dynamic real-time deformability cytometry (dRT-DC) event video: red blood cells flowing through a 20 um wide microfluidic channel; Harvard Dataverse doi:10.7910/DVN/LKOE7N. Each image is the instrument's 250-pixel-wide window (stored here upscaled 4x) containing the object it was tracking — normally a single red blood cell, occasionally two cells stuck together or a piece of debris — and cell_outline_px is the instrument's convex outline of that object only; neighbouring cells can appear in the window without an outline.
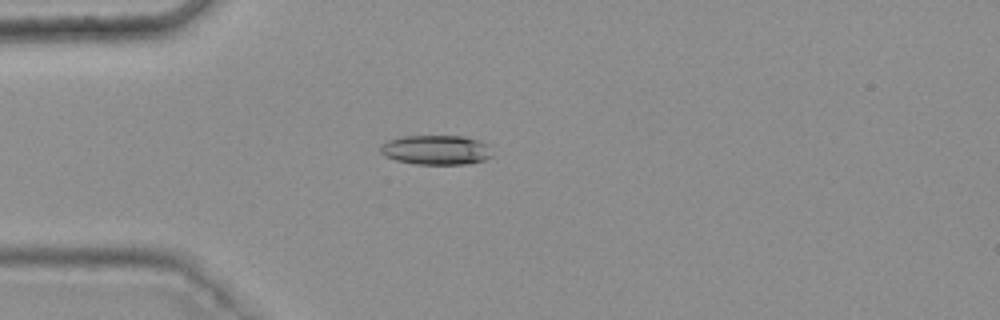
{"species": "common noctule bat (a hibernating species)", "species_latin": "Nyctalus noctula", "temperature_condition": "warm", "stored_images_in_passage": 43, "camera_frame_rate_fps": 3000, "um_per_image_px": 0.085, "animal": {"sex": "female", "body_mass_g": 25.1}, "frame": {"image": 1, "passage_image": 14, "time_ms": 4.333, "image_size_px": [1000, 320], "cell_outline_px": [[492, 156], [484, 160], [464, 164], [416, 164], [396, 160], [384, 156], [380, 152], [380, 148], [388, 140], [404, 136], [464, 136], [488, 144]], "centroid_in_image_um": [37.07, 12.74], "position_along_channel_um": 47.9, "area_um2": 19.13}}
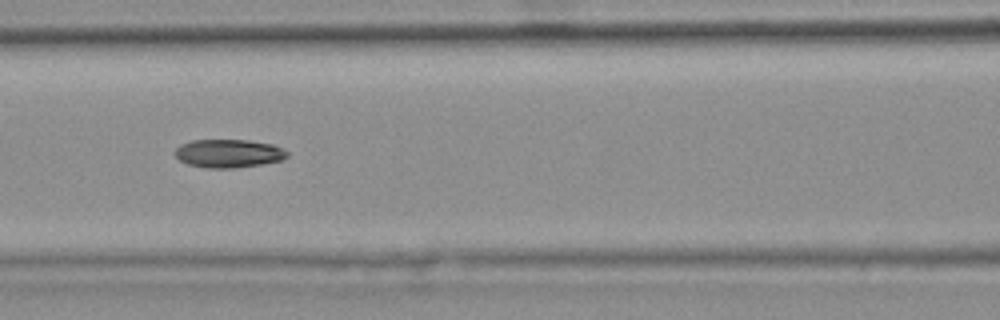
{"frame": {"image": 2, "passage_image": 23, "time_ms": 7.333, "image_size_px": [1000, 320], "cell_outline_px": [[288, 156], [280, 160], [260, 164], [232, 168], [208, 168], [188, 164], [180, 160], [172, 152], [180, 144], [192, 140], [248, 140], [272, 144], [288, 152]], "centroid_in_image_um": [19.38, 13.03], "position_along_channel_um": 147.2, "area_um2": 18.38}}
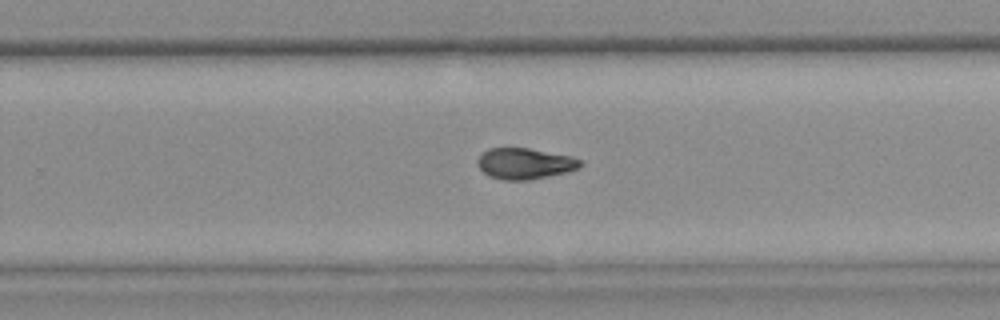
{"frame": {"image": 3, "passage_image": 34, "time_ms": 11.0, "image_size_px": [1000, 320], "cell_outline_px": [[584, 164], [580, 168], [568, 172], [528, 180], [504, 180], [488, 176], [476, 164], [476, 160], [488, 148], [528, 148], [572, 156], [584, 160]], "centroid_in_image_um": [44.65, 13.9], "position_along_channel_um": 285.1, "area_um2": 18.79}, "authors_computed_cell_mechanics": {"area_um2": 19.0162, "velocity_mm_per_s": 3.7721, "shape_relaxation_time_tau1_ms": 6.7673, "shape_relaxation_time_tau2_ms": 6.1369, "deformation_change_tau1": 0.1756, "deformation_change_tau2": 0.1352}}